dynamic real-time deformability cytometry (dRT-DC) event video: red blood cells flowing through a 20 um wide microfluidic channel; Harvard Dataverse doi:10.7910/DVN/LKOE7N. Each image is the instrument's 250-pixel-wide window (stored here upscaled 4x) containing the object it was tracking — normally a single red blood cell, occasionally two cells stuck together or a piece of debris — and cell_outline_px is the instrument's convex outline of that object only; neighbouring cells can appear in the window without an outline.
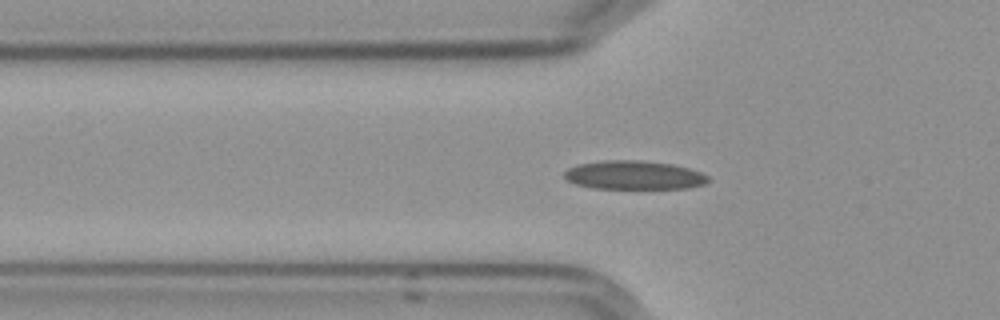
{"species": "Egyptian fruit bat (a non-hibernating species)", "species_latin": "Rousettus aegyptiacus", "temperature_condition": "cold", "stored_images_in_passage": 43, "segment_of_instrument_passage": [1, 2], "camera_frame_rate_fps": 3000, "um_per_image_px": 0.085, "frame": {"image": 1, "passage_image": 5, "time_ms": 1.333, "image_size_px": [1000, 320], "cell_outline_px": [[708, 180], [704, 184], [688, 188], [592, 188], [576, 184], [568, 180], [564, 176], [564, 172], [568, 168], [576, 164], [600, 160], [640, 160], [672, 164], [688, 168], [700, 172], [708, 176]], "centroid_in_image_um": [53.85, 14.87], "position_along_channel_um": 72.0, "area_um2": 24.04}}
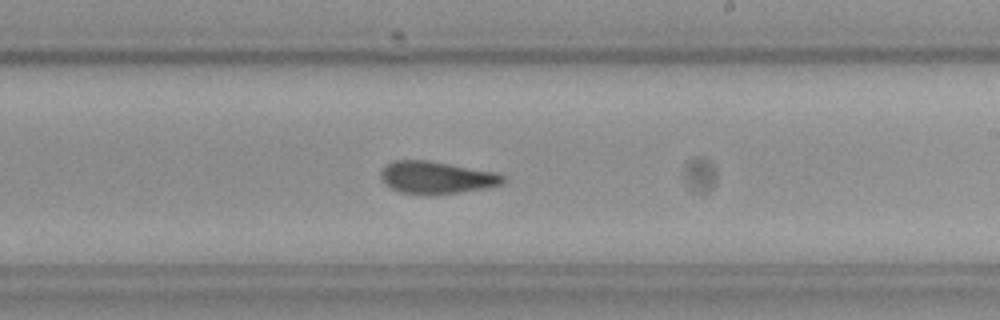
{"frame": {"image": 2, "passage_image": 20, "time_ms": 6.333, "image_size_px": [1000, 320], "cell_outline_px": [[504, 184], [488, 188], [460, 192], [428, 196], [420, 196], [400, 192], [384, 184], [380, 176], [380, 172], [384, 164], [392, 160], [428, 160], [496, 172], [504, 176]], "centroid_in_image_um": [37.06, 15.1], "position_along_channel_um": 251.9, "area_um2": 23.64}}
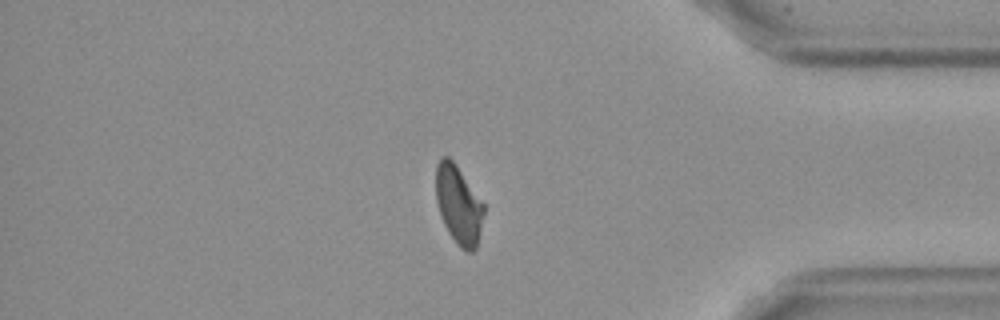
{"frame": {"image": 3, "passage_image": 34, "time_ms": 11.0, "image_size_px": [1000, 320], "cell_outline_px": [[484, 212], [476, 248], [472, 252], [464, 252], [456, 244], [448, 232], [440, 216], [436, 200], [436, 164], [440, 156], [448, 156], [456, 164], [484, 204]], "centroid_in_image_um": [38.96, 17.41], "position_along_channel_um": 396.2, "area_um2": 22.02}}